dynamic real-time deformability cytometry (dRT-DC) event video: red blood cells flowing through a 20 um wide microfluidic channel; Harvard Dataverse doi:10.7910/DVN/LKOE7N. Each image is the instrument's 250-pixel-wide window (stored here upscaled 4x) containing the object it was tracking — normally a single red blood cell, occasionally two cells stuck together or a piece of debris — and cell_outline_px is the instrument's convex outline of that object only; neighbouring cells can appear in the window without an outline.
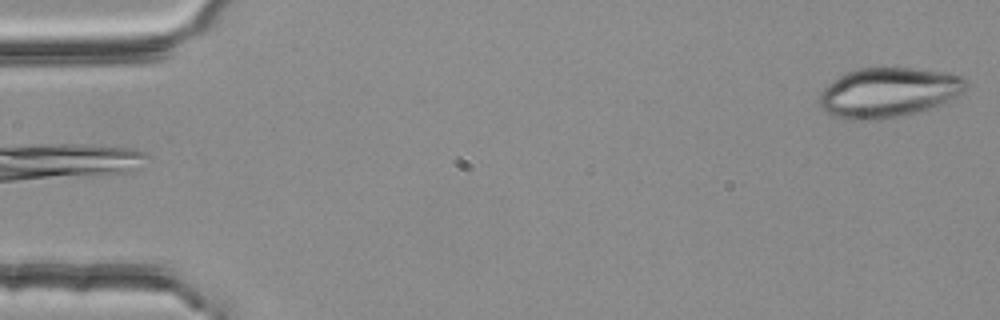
{"species": "common noctule bat (a hibernating species)", "species_latin": "Nyctalus noctula", "temperature_condition": "room temperature", "stored_images_in_passage": 10, "camera_frame_rate_fps": 3000, "um_per_image_px": 0.085, "animal": {"sex": "female", "body_mass_g": 25.1}, "frame": {"image": 1, "passage_image": 1, "time_ms": 0.0, "image_size_px": [1000, 320], "cell_outline_px": [[968, 88], [964, 92], [936, 108], [900, 116], [864, 120], [848, 120], [832, 116], [820, 108], [816, 96], [832, 80], [848, 72], [860, 68], [912, 68], [948, 72], [964, 76], [968, 80]], "centroid_in_image_um": [75.54, 7.86], "position_along_channel_um": 9.5, "area_um2": 43.23}}